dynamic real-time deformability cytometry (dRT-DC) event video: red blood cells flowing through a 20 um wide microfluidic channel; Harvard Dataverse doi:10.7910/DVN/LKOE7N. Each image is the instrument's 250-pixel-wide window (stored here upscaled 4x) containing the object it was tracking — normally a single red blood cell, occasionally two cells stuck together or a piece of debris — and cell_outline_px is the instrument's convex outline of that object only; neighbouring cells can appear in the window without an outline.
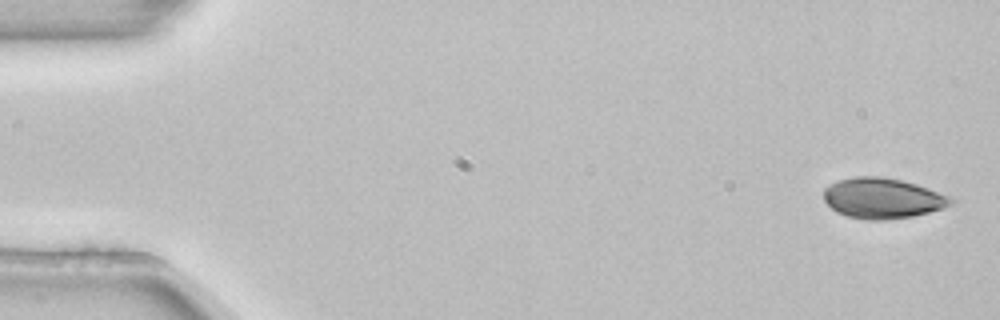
{"species": "common noctule bat (a hibernating species)", "species_latin": "Nyctalus noctula", "temperature_condition": "room temperature", "stored_images_in_passage": 4, "camera_frame_rate_fps": 3000, "um_per_image_px": 0.085, "animal": {"sex": "female", "body_mass_g": 22.7, "forearm_length_mm": 54.2}, "frame": {"image": 1, "passage_image": 1, "time_ms": 0.0, "image_size_px": [1000, 320], "cell_outline_px": [[956, 200], [952, 204], [944, 208], [912, 216], [884, 220], [868, 220], [848, 216], [836, 212], [824, 200], [824, 188], [840, 180], [856, 176], [880, 176], [904, 180], [916, 184], [948, 196]], "centroid_in_image_um": [75.02, 16.85], "position_along_channel_um": 10.0, "area_um2": 29.82}}
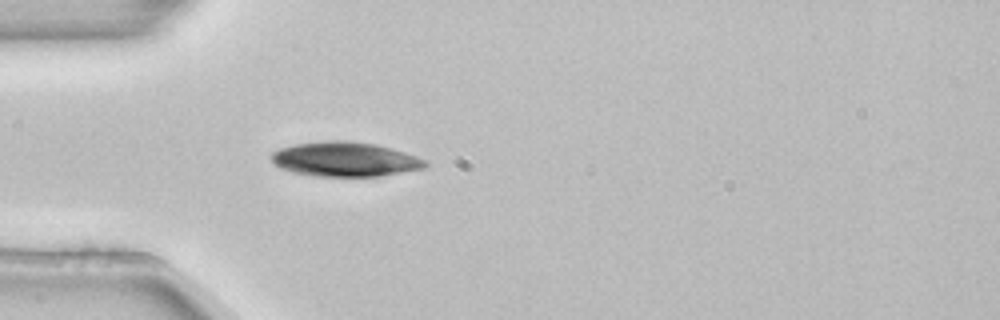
{"frame": {"image": 2, "passage_image": 4, "time_ms": 1.0, "image_size_px": [1000, 320], "cell_outline_px": [[428, 164], [424, 168], [380, 176], [312, 176], [292, 172], [280, 168], [268, 156], [272, 152], [280, 148], [296, 144], [328, 140], [348, 140], [372, 144], [404, 152], [416, 156], [424, 160]], "centroid_in_image_um": [29.27, 13.54], "position_along_channel_um": 55.7, "area_um2": 30.81}}